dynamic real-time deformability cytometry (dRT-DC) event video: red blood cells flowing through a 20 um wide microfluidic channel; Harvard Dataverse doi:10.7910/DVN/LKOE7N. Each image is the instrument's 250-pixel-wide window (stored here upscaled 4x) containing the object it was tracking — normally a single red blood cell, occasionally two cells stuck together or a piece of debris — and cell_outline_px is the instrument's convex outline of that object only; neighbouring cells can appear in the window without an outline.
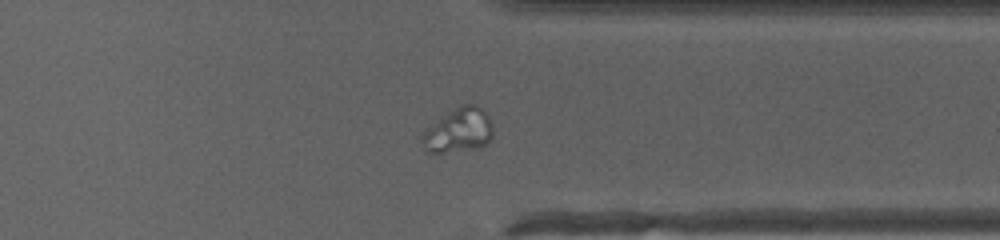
{"species": "human", "species_latin": "Homo sapiens", "temperature_condition": "cold", "stored_images_in_passage": 39, "camera_frame_rate_fps": 3000, "um_per_image_px": 0.085, "donor": {"sex": "female"}, "frame": {"image": 1, "passage_image": 29, "time_ms": 9.333, "image_size_px": [1000, 240], "cell_outline_px": [[492, 136], [488, 144], [480, 148], [444, 152], [424, 152], [420, 140], [420, 136], [428, 128], [448, 112], [460, 104], [472, 104], [480, 108], [488, 116], [492, 124]], "centroid_in_image_um": [38.97, 11.11], "position_along_channel_um": 372.4, "area_um2": 18.26}}
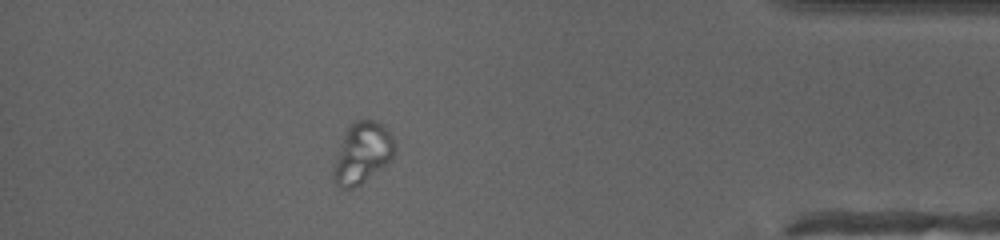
{"frame": {"image": 2, "passage_image": 34, "time_ms": 11.0, "image_size_px": [1000, 240], "cell_outline_px": [[396, 148], [392, 160], [360, 184], [352, 188], [340, 188], [336, 184], [332, 176], [332, 172], [340, 144], [348, 128], [356, 120], [372, 120], [380, 124], [392, 136]], "centroid_in_image_um": [30.8, 13.03], "position_along_channel_um": 404.4, "area_um2": 21.39}}